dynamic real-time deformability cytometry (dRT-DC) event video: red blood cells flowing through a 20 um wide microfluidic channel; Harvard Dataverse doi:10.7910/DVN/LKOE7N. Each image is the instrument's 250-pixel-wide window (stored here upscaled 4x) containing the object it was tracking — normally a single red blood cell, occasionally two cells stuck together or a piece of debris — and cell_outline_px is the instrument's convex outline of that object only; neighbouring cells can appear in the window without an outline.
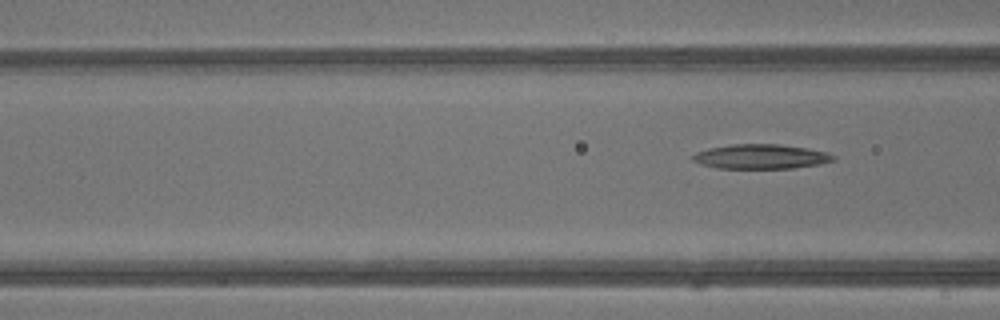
{"species": "common noctule bat (a hibernating species)", "species_latin": "Nyctalus noctula", "temperature_condition": "warm", "stored_images_in_passage": 4, "segment_of_instrument_passage": [2, 2], "camera_frame_rate_fps": 3000, "um_per_image_px": 0.085, "animal": {"sex": "male", "body_mass_g": 13.3}, "frame": {"image": 1, "passage_image": 4, "time_ms": 1.0, "image_size_px": [1000, 320], "cell_outline_px": [[836, 160], [820, 164], [792, 168], [716, 168], [700, 164], [692, 160], [692, 156], [696, 152], [708, 148], [732, 144], [780, 144], [808, 148], [824, 152], [836, 156]], "centroid_in_image_um": [64.66, 13.31], "position_along_channel_um": 101.9, "area_um2": 20.17}}